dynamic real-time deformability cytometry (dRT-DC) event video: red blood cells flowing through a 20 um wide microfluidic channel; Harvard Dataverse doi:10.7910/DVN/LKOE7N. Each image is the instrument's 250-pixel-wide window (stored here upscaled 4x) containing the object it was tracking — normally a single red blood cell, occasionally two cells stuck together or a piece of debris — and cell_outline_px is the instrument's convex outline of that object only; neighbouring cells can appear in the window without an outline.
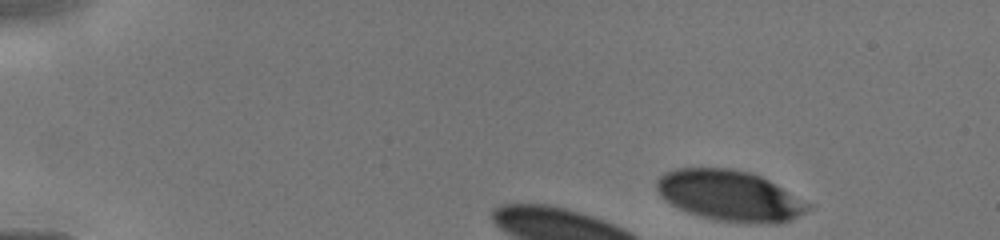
{"species": "human", "species_latin": "Homo sapiens", "temperature_condition": "cold", "stored_images_in_passage": 8, "camera_frame_rate_fps": 3000, "um_per_image_px": 0.085, "donor": {"sex": "male"}, "frame": {"image": 1, "passage_image": 1, "time_ms": 0.0, "image_size_px": [1000, 240], "cell_outline_px": [[816, 204], [812, 208], [792, 220], [780, 224], [756, 224], [716, 220], [700, 216], [688, 212], [672, 204], [656, 188], [656, 180], [664, 172], [676, 168], [732, 168], [748, 172], [760, 176]], "centroid_in_image_um": [62.13, 16.65], "position_along_channel_um": 22.9, "area_um2": 45.08}}